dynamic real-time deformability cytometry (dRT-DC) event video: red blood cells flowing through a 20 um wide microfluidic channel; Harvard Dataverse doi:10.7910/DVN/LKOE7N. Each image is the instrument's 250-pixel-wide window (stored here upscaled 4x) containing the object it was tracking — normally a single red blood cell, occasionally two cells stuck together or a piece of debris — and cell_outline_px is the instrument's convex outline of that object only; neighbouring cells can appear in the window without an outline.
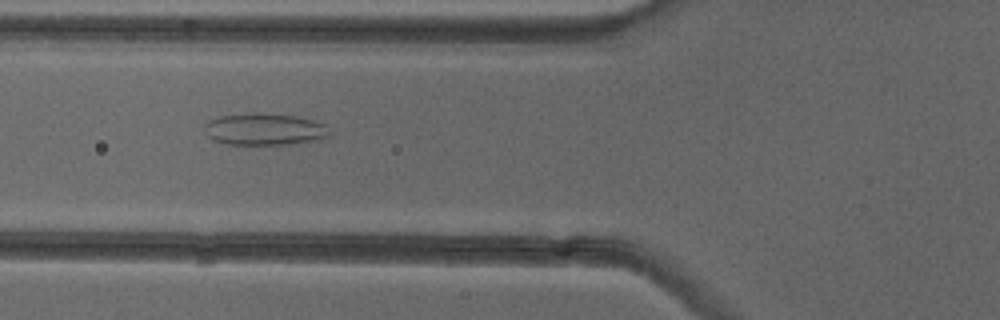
{"species": "common noctule bat (a hibernating species)", "species_latin": "Nyctalus noctula", "temperature_condition": "cold", "stored_images_in_passage": 51, "camera_frame_rate_fps": 3000, "um_per_image_px": 0.085, "animal": {"sex": "female"}, "frame": {"image": 1, "passage_image": 19, "time_ms": 6.0, "image_size_px": [1000, 320], "cell_outline_px": [[328, 136], [320, 140], [288, 144], [228, 144], [212, 140], [204, 132], [204, 124], [208, 120], [216, 116], [252, 112], [256, 112], [296, 116], [312, 120], [324, 124]], "centroid_in_image_um": [22.39, 10.97], "position_along_channel_um": 103.4, "area_um2": 23.35}}
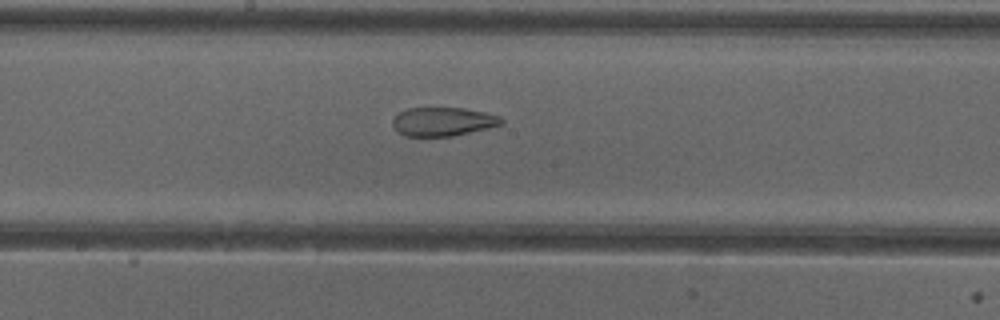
{"frame": {"image": 2, "passage_image": 27, "time_ms": 8.667, "image_size_px": [1000, 320], "cell_outline_px": [[504, 124], [488, 128], [452, 136], [404, 136], [392, 124], [392, 120], [400, 112], [408, 108], [464, 108], [484, 112], [500, 116], [504, 120]], "centroid_in_image_um": [37.69, 10.33], "position_along_channel_um": 210.5, "area_um2": 18.09}}
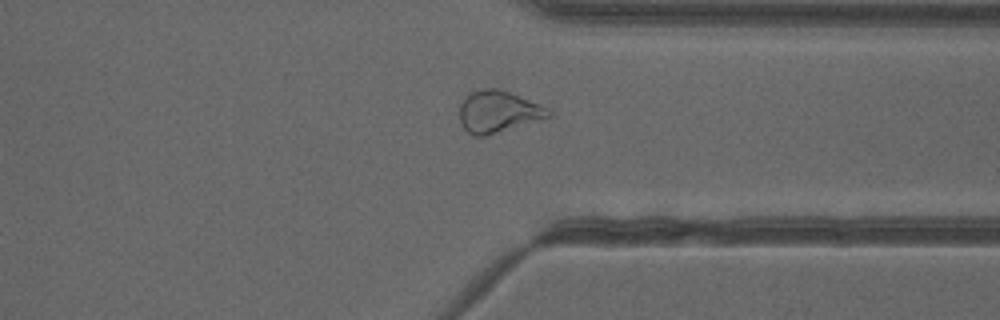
{"frame": {"image": 3, "passage_image": 39, "time_ms": 12.667, "image_size_px": [1000, 320], "cell_outline_px": [[552, 116], [488, 136], [472, 136], [460, 124], [460, 104], [472, 92], [484, 88], [496, 88], [520, 96], [540, 104], [548, 108], [552, 112]], "centroid_in_image_um": [42.35, 9.52], "position_along_channel_um": 369.0, "area_um2": 21.62}, "authors_computed_cell_mechanics": {"area_um2": 24.9696, "velocity_mm_per_s": 3.9959, "shape_relaxation_time_tau1_ms": null, "shape_relaxation_time_tau2_ms": 1.6183, "deformation_change_tau1": null, "deformation_change_tau2": 0.0916}}